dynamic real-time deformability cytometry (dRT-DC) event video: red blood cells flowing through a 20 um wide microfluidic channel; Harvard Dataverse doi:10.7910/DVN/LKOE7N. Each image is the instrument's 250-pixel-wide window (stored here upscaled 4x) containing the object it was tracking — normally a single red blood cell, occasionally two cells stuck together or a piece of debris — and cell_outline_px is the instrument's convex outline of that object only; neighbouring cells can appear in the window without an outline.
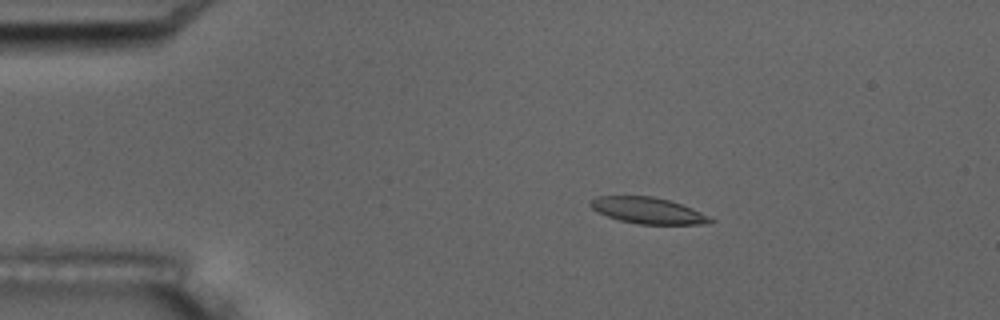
{"species": "common noctule bat (a hibernating species)", "species_latin": "Nyctalus noctula", "temperature_condition": "room temperature", "stored_images_in_passage": 4, "camera_frame_rate_fps": 3000, "um_per_image_px": 0.085, "animal": {"sex": "male", "body_mass_g": 17.5, "forearm_length_mm": 52.3}, "frame": {"image": 1, "passage_image": 3, "time_ms": 3.333, "image_size_px": [1000, 320], "cell_outline_px": [[716, 220], [700, 224], [636, 224], [620, 220], [596, 212], [588, 204], [596, 196], [652, 196], [668, 200], [692, 208]], "centroid_in_image_um": [55.03, 17.89], "position_along_channel_um": 30.0, "area_um2": 18.15}}